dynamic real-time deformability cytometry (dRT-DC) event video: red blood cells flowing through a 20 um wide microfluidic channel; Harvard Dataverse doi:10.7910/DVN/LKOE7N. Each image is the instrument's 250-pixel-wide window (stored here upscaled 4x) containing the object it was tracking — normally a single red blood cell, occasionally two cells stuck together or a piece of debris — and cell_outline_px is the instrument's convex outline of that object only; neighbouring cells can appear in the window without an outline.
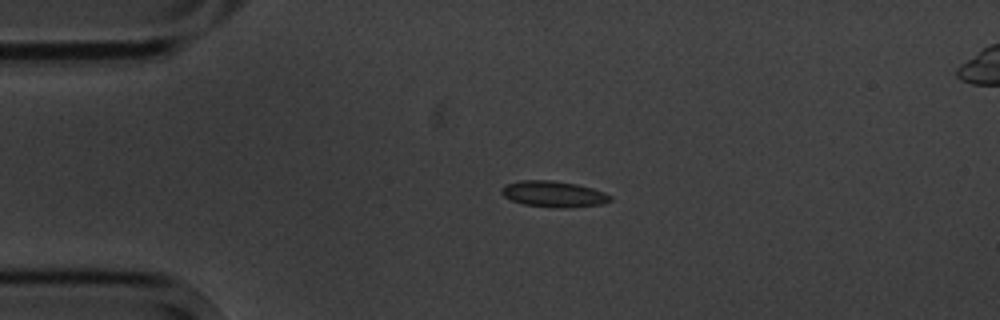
{"species": "common noctule bat (a hibernating species)", "species_latin": "Nyctalus noctula", "temperature_condition": "cold", "stored_images_in_passage": 4, "camera_frame_rate_fps": 3000, "um_per_image_px": 0.085, "animal": {"sex": "male", "body_mass_g": 20.1, "forearm_length_mm": 53.5}, "frame": {"image": 1, "passage_image": 2, "time_ms": 1.333, "image_size_px": [1000, 320], "cell_outline_px": [[612, 200], [604, 204], [564, 208], [524, 204], [512, 200], [504, 196], [500, 192], [500, 188], [504, 184], [520, 180], [556, 180], [576, 184], [592, 188], [604, 192], [612, 196]], "centroid_in_image_um": [47.05, 16.48], "position_along_channel_um": 37.9, "area_um2": 16.59}}
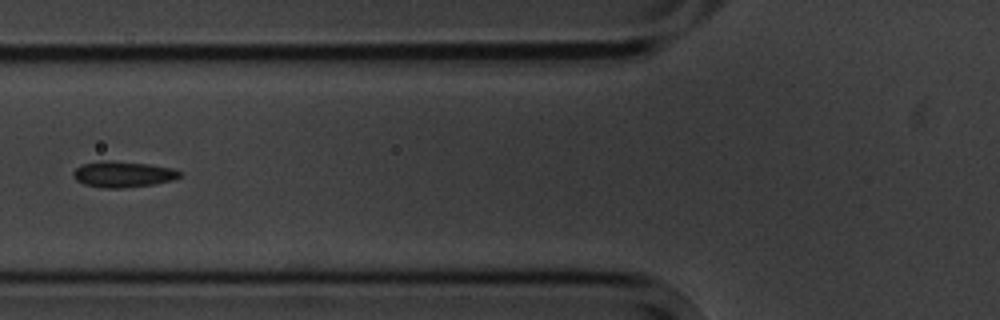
{"frame": {"image": 2, "passage_image": 4, "time_ms": 4.333, "image_size_px": [1000, 320], "cell_outline_px": [[184, 176], [172, 180], [152, 184], [124, 188], [104, 188], [84, 184], [76, 180], [72, 176], [72, 172], [80, 164], [100, 160], [108, 160], [148, 164], [172, 168], [184, 172]], "centroid_in_image_um": [10.45, 14.8], "position_along_channel_um": 115.4, "area_um2": 16.36}}